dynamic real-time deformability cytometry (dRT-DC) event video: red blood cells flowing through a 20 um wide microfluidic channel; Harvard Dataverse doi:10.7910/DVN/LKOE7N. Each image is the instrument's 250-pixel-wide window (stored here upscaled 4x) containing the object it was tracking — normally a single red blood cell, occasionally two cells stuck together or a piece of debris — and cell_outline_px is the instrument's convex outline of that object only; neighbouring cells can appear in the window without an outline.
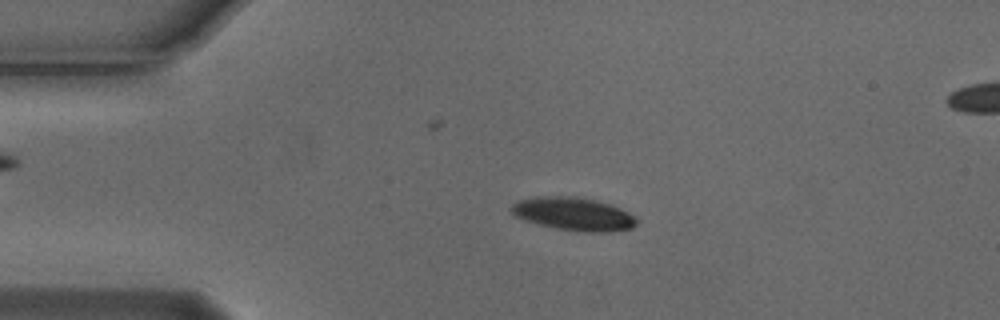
{"species": "Egyptian fruit bat (a non-hibernating species)", "species_latin": "Rousettus aegyptiacus", "temperature_condition": "cold", "stored_images_in_passage": 19, "camera_frame_rate_fps": 3000, "um_per_image_px": 0.085, "animal": {"sex": "male"}, "frame": {"image": 1, "passage_image": 11, "time_ms": 3.333, "image_size_px": [1000, 320], "cell_outline_px": [[636, 224], [632, 228], [608, 232], [588, 232], [556, 228], [524, 220], [512, 216], [508, 208], [516, 200], [536, 196], [576, 196], [596, 200], [620, 208], [628, 212], [636, 220]], "centroid_in_image_um": [48.66, 18.17], "position_along_channel_um": 36.3, "area_um2": 24.28}}
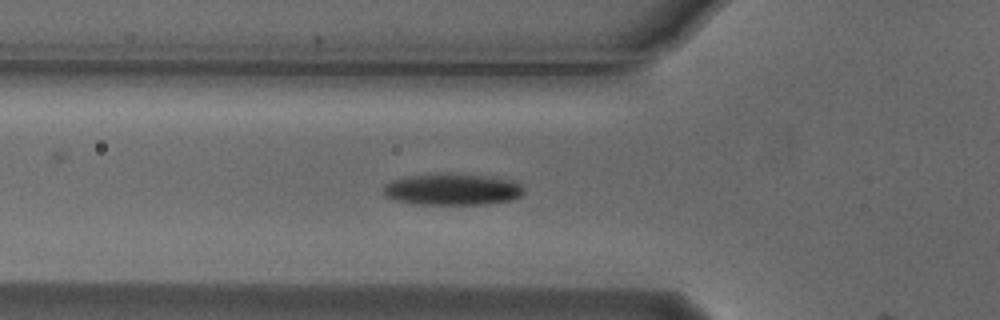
{"frame": {"image": 2, "passage_image": 18, "time_ms": 5.667, "image_size_px": [1000, 320], "cell_outline_px": [[524, 192], [520, 196], [512, 200], [484, 204], [416, 204], [396, 200], [384, 196], [384, 184], [392, 180], [408, 176], [448, 172], [488, 176], [512, 180], [520, 184], [524, 188]], "centroid_in_image_um": [38.45, 16.08], "position_along_channel_um": 87.3, "area_um2": 26.07}}